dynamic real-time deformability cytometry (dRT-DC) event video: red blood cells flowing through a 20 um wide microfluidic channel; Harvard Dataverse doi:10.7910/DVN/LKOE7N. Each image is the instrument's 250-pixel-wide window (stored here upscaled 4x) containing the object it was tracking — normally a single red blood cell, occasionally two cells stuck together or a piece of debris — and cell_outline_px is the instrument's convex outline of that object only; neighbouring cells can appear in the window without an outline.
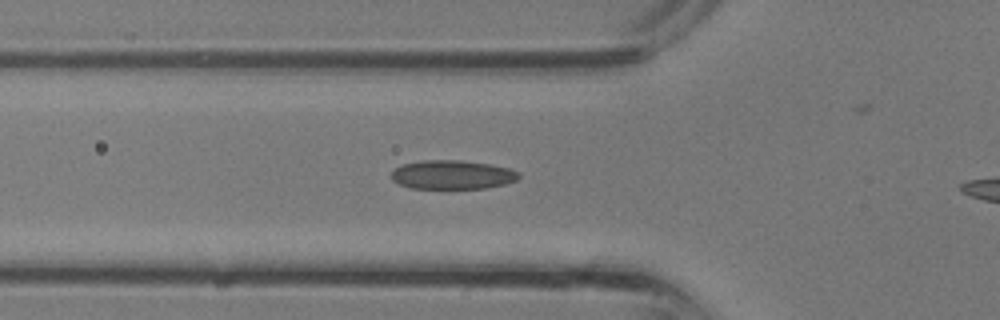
{"species": "common noctule bat (a hibernating species)", "species_latin": "Nyctalus noctula", "temperature_condition": "room temperature", "stored_images_in_passage": 19, "camera_frame_rate_fps": 3000, "um_per_image_px": 0.085, "animal": {"sex": "male", "body_mass_g": 13.3}, "frame": {"image": 1, "passage_image": 2, "time_ms": 0.333, "image_size_px": [1000, 320], "cell_outline_px": [[520, 176], [516, 180], [504, 184], [488, 188], [412, 188], [400, 184], [392, 180], [392, 172], [400, 164], [424, 160], [460, 160], [488, 164], [508, 168], [520, 172]], "centroid_in_image_um": [38.45, 14.85], "position_along_channel_um": 87.4, "area_um2": 21.39}}
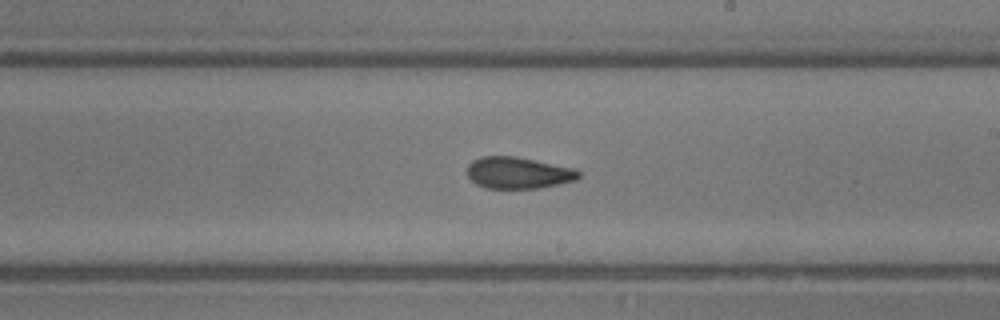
{"frame": {"image": 2, "passage_image": 10, "time_ms": 3.0, "image_size_px": [1000, 320], "cell_outline_px": [[580, 176], [576, 180], [540, 188], [484, 188], [476, 184], [468, 176], [468, 164], [472, 160], [480, 156], [516, 156], [576, 168], [580, 172]], "centroid_in_image_um": [44.06, 14.68], "position_along_channel_um": 244.9, "area_um2": 20.69}}
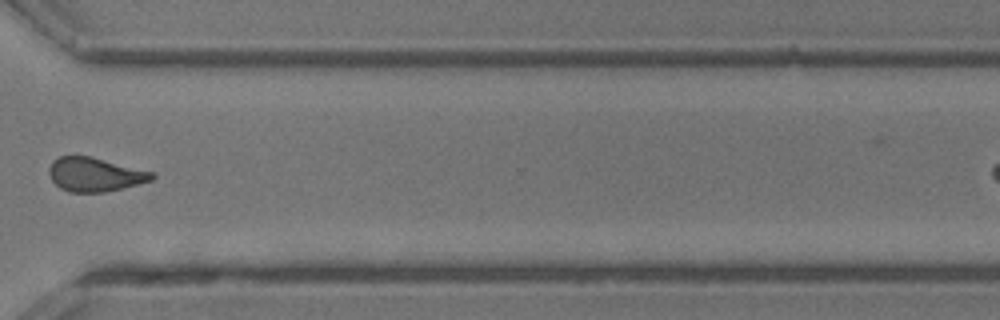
{"frame": {"image": 3, "passage_image": 16, "time_ms": 5.0, "image_size_px": [1000, 320], "cell_outline_px": [[156, 176], [152, 180], [124, 188], [104, 192], [68, 192], [60, 188], [52, 180], [48, 172], [48, 168], [52, 160], [60, 156], [92, 156], [156, 172]], "centroid_in_image_um": [8.09, 14.82], "position_along_channel_um": 362.5, "area_um2": 20.69}}